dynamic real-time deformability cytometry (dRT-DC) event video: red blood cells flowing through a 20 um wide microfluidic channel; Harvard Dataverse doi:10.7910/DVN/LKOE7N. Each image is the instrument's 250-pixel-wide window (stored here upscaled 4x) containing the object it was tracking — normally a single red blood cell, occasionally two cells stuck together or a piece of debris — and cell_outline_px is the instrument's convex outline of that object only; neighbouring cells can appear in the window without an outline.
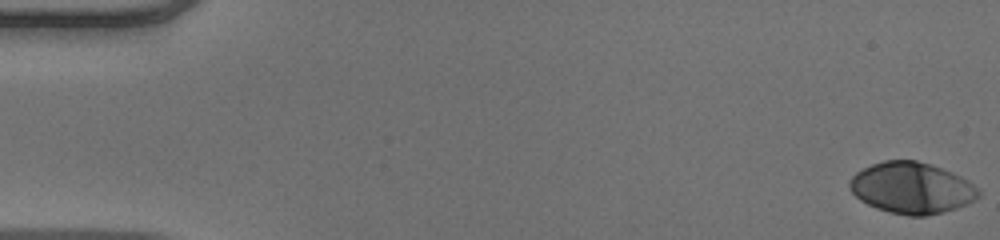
{"species": "human", "species_latin": "Homo sapiens", "temperature_condition": "warm", "stored_images_in_passage": 53, "camera_frame_rate_fps": 3000, "um_per_image_px": 0.085, "donor": {"sex": "male"}, "frame": {"image": 1, "passage_image": 1, "time_ms": 0.0, "image_size_px": [1000, 240], "cell_outline_px": [[980, 196], [956, 208], [924, 216], [908, 216], [888, 212], [876, 208], [860, 200], [852, 192], [848, 184], [848, 180], [856, 172], [872, 164], [884, 160], [916, 160], [952, 172], [968, 180], [980, 192]], "centroid_in_image_um": [77.45, 15.97], "position_along_channel_um": 7.6, "area_um2": 38.21}}
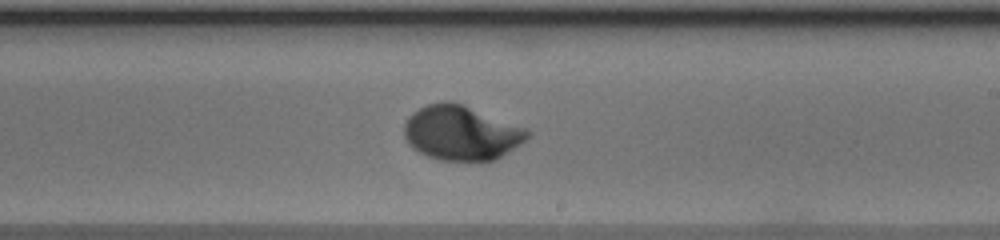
{"frame": {"image": 2, "passage_image": 32, "time_ms": 10.333, "image_size_px": [1000, 240], "cell_outline_px": [[532, 132], [520, 144], [496, 160], [484, 164], [440, 160], [428, 156], [412, 148], [408, 144], [404, 136], [404, 124], [408, 116], [412, 112], [428, 104], [444, 100], [452, 100], [464, 104], [528, 128]], "centroid_in_image_um": [39.23, 11.32], "position_along_channel_um": 249.8, "area_um2": 40.34}}
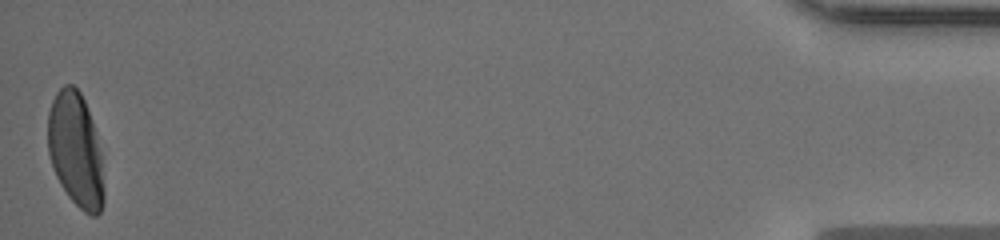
{"frame": {"image": 3, "passage_image": 53, "time_ms": 17.333, "image_size_px": [1000, 240], "cell_outline_px": [[104, 204], [100, 212], [96, 216], [92, 216], [84, 212], [68, 196], [60, 184], [56, 176], [48, 152], [48, 112], [52, 100], [56, 92], [64, 84], [72, 84], [80, 92], [84, 100], [92, 120], [96, 132], [100, 152], [104, 188]], "centroid_in_image_um": [6.43, 12.75], "position_along_channel_um": 428.8, "area_um2": 37.4}, "authors_computed_cell_mechanics": {"area_um2": 37.6278, "velocity_mm_per_s": 3.892, "shape_relaxation_time_tau1_ms": 2.7928, "shape_relaxation_time_tau2_ms": null, "deformation_change_tau1": 0.1883, "deformation_change_tau2": null}}